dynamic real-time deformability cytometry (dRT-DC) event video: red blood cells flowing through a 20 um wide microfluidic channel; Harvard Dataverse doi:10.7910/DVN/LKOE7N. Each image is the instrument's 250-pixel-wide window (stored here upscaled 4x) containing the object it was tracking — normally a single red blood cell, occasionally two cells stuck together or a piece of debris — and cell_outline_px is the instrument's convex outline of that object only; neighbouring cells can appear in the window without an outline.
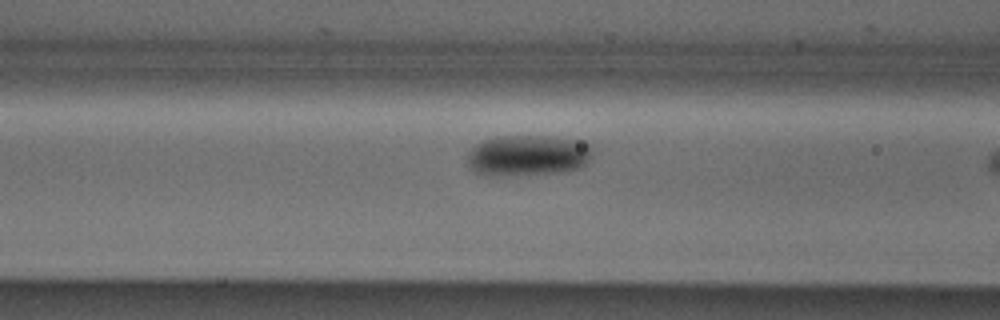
{"species": "Egyptian fruit bat (a non-hibernating species)", "species_latin": "Rousettus aegyptiacus", "temperature_condition": "cold", "stored_images_in_passage": 11, "camera_frame_rate_fps": 3000, "um_per_image_px": 0.085, "animal": {"sex": "male"}, "frame": {"image": 1, "passage_image": 10, "time_ms": 3.0, "image_size_px": [1000, 320], "cell_outline_px": [[592, 156], [588, 164], [580, 168], [568, 172], [512, 176], [484, 176], [468, 168], [468, 152], [476, 144], [484, 140], [496, 136], [552, 136], [584, 140], [592, 144]], "centroid_in_image_um": [44.92, 13.22], "position_along_channel_um": 121.7, "area_um2": 30.98}}